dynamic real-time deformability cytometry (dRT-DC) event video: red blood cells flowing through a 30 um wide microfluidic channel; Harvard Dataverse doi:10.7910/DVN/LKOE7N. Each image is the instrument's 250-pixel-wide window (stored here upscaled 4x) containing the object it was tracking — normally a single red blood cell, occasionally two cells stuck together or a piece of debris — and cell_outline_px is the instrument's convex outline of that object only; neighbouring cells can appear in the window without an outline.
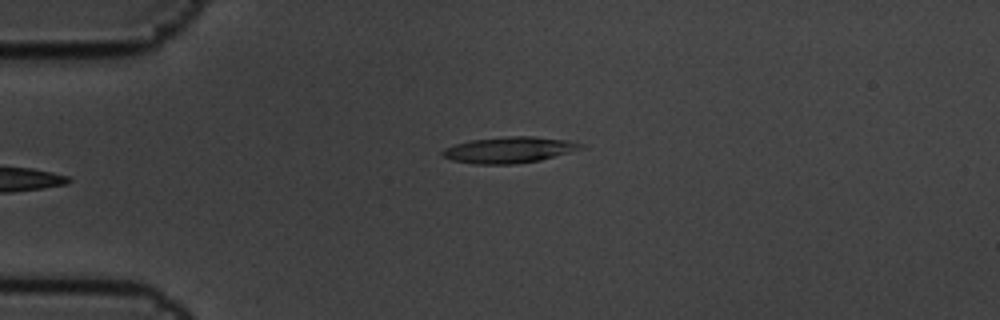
{"species": "common noctule bat (a hibernating species)", "species_latin": "Nyctalus noctula", "temperature_condition": "cold", "stored_images_in_passage": 6, "camera_frame_rate_fps": 3000, "um_per_image_px": 0.085, "animal": {"sex": "male", "body_mass_g": 19.5, "forearm_length_mm": 54.6}, "frame": {"image": 1, "passage_image": 6, "time_ms": 1.667, "image_size_px": [1000, 320], "cell_outline_px": [[588, 148], [540, 160], [516, 164], [476, 164], [452, 160], [444, 156], [440, 152], [444, 148], [468, 140], [508, 136], [532, 136], [568, 140], [584, 144]], "centroid_in_image_um": [43.34, 12.73], "position_along_channel_um": 41.7, "area_um2": 21.27}}